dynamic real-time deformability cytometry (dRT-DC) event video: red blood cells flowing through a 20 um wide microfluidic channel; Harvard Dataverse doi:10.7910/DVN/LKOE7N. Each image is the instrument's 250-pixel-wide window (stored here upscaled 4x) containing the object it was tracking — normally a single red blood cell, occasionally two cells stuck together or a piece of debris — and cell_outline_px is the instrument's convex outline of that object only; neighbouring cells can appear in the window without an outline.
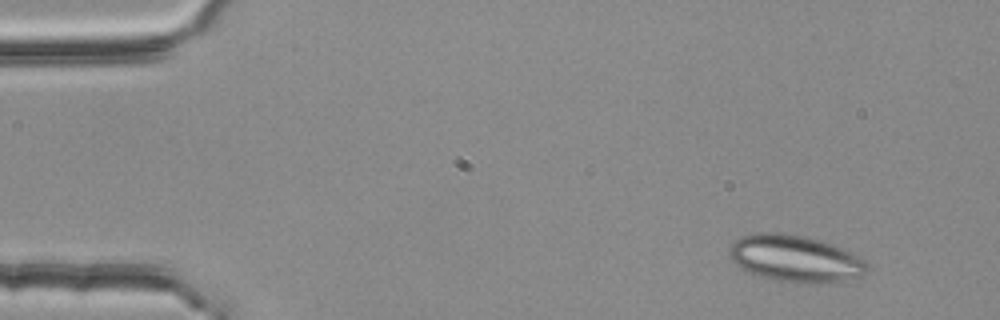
{"species": "common noctule bat (a hibernating species)", "species_latin": "Nyctalus noctula", "temperature_condition": "room temperature", "stored_images_in_passage": 48, "segment_of_instrument_passage": [1, 2], "camera_frame_rate_fps": 3000, "um_per_image_px": 0.085, "animal": {"sex": "female", "body_mass_g": 25.1}, "frame": {"image": 1, "passage_image": 1, "time_ms": 0.0, "image_size_px": [1000, 320], "cell_outline_px": [[868, 268], [860, 276], [836, 284], [796, 284], [776, 280], [760, 276], [740, 268], [728, 256], [728, 248], [740, 236], [760, 232], [776, 232], [804, 236], [820, 240], [832, 244], [864, 260], [868, 264]], "centroid_in_image_um": [67.58, 22.01], "position_along_channel_um": 17.4, "area_um2": 37.97}}